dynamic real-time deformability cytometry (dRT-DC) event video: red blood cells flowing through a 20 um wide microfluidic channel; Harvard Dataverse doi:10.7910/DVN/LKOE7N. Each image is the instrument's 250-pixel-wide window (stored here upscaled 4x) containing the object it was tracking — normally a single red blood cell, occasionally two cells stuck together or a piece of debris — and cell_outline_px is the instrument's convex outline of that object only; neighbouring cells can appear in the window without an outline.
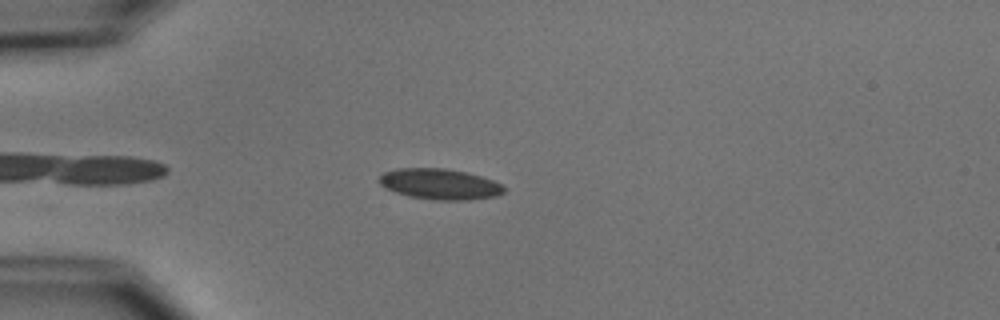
{"species": "common noctule bat (a hibernating species)", "species_latin": "Nyctalus noctula", "temperature_condition": "cold", "stored_images_in_passage": 41, "camera_frame_rate_fps": 3000, "um_per_image_px": 0.085, "animal": {"sex": "male", "body_mass_g": 15.6}, "frame": {"image": 1, "passage_image": 6, "time_ms": 1.667, "image_size_px": [1000, 320], "cell_outline_px": [[504, 192], [496, 196], [468, 200], [436, 200], [408, 196], [384, 188], [376, 180], [384, 172], [396, 168], [444, 168], [464, 172], [480, 176], [504, 184]], "centroid_in_image_um": [37.35, 15.65], "position_along_channel_um": 47.6, "area_um2": 22.43}}
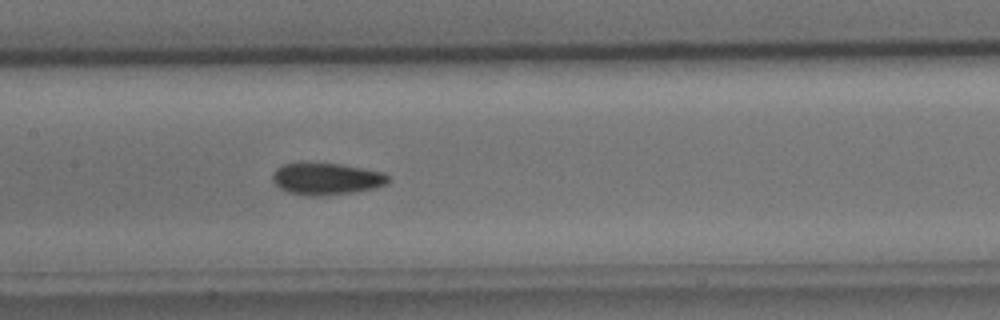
{"frame": {"image": 2, "passage_image": 18, "time_ms": 5.667, "image_size_px": [1000, 320], "cell_outline_px": [[388, 180], [384, 184], [376, 188], [352, 192], [324, 196], [304, 196], [288, 192], [280, 188], [272, 180], [272, 172], [276, 168], [284, 164], [340, 164], [384, 172], [388, 176]], "centroid_in_image_um": [27.72, 15.22], "position_along_channel_um": 179.7, "area_um2": 21.27}}
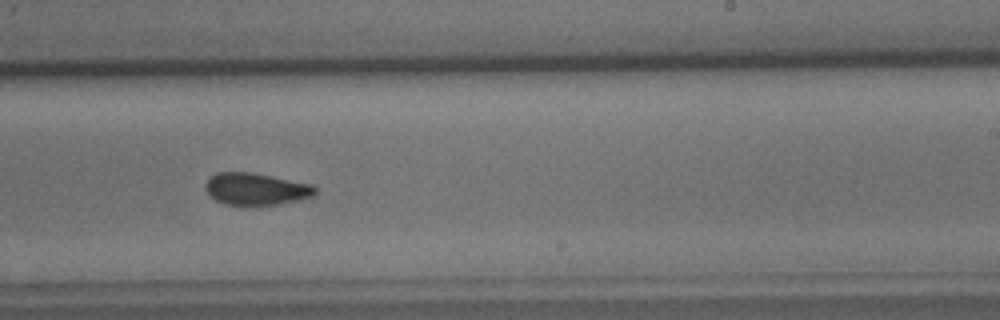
{"frame": {"image": 3, "passage_image": 25, "time_ms": 8.0, "image_size_px": [1000, 320], "cell_outline_px": [[316, 192], [312, 196], [296, 200], [276, 204], [224, 204], [216, 200], [204, 188], [204, 184], [208, 176], [216, 172], [252, 172], [312, 184], [316, 188]], "centroid_in_image_um": [21.71, 16.03], "position_along_channel_um": 267.3, "area_um2": 20.29}, "authors_computed_cell_mechanics": {"area_um2": 21.7328, "velocity_mm_per_s": 3.765, "shape_relaxation_time_tau1_ms": 4.9686, "shape_relaxation_time_tau2_ms": 2.2482, "deformation_change_tau1": 0.1096, "deformation_change_tau2": 0.0683}}